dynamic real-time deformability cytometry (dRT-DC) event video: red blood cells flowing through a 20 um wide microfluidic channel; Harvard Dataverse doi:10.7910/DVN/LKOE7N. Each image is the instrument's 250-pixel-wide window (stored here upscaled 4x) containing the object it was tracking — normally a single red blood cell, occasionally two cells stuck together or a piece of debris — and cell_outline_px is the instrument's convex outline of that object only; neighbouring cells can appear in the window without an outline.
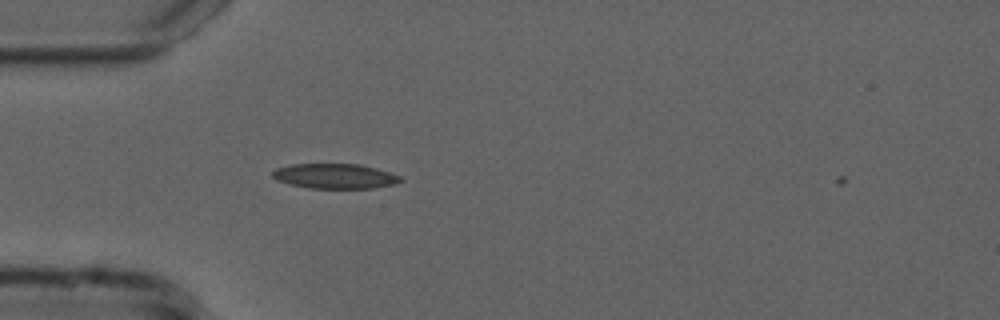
{"species": "common noctule bat (a hibernating species)", "species_latin": "Nyctalus noctula", "temperature_condition": "cold", "stored_images_in_passage": 4, "camera_frame_rate_fps": 3000, "um_per_image_px": 0.085, "animal": {"sex": "male", "forearm_length_mm": 52.5}, "frame": {"image": 1, "passage_image": 3, "time_ms": 0.667, "image_size_px": [1000, 320], "cell_outline_px": [[404, 180], [396, 184], [372, 188], [308, 188], [288, 184], [276, 180], [272, 176], [272, 172], [276, 168], [292, 164], [360, 164], [376, 168], [400, 176]], "centroid_in_image_um": [28.46, 14.97], "position_along_channel_um": 56.5, "area_um2": 18.67}}